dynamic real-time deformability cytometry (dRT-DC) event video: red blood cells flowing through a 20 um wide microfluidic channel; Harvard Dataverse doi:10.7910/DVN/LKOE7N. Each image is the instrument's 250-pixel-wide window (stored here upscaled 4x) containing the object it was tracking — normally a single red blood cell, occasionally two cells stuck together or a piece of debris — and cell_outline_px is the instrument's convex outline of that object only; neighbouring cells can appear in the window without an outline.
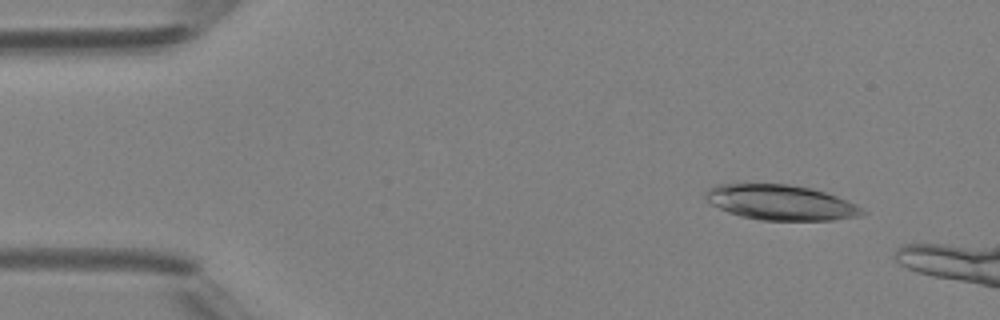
{"species": "Egyptian fruit bat (a non-hibernating species)", "species_latin": "Rousettus aegyptiacus", "temperature_condition": "room temperature", "stored_images_in_passage": 5, "camera_frame_rate_fps": 3000, "um_per_image_px": 0.085, "animal": {"sex": "female"}, "frame": {"image": 1, "passage_image": 2, "time_ms": 1.333, "image_size_px": [1000, 320], "cell_outline_px": [[868, 212], [864, 216], [836, 220], [760, 220], [728, 212], [712, 204], [704, 196], [704, 192], [708, 188], [716, 184], [788, 184], [812, 188], [848, 200], [864, 208]], "centroid_in_image_um": [66.43, 17.21], "position_along_channel_um": 18.6, "area_um2": 32.31}}